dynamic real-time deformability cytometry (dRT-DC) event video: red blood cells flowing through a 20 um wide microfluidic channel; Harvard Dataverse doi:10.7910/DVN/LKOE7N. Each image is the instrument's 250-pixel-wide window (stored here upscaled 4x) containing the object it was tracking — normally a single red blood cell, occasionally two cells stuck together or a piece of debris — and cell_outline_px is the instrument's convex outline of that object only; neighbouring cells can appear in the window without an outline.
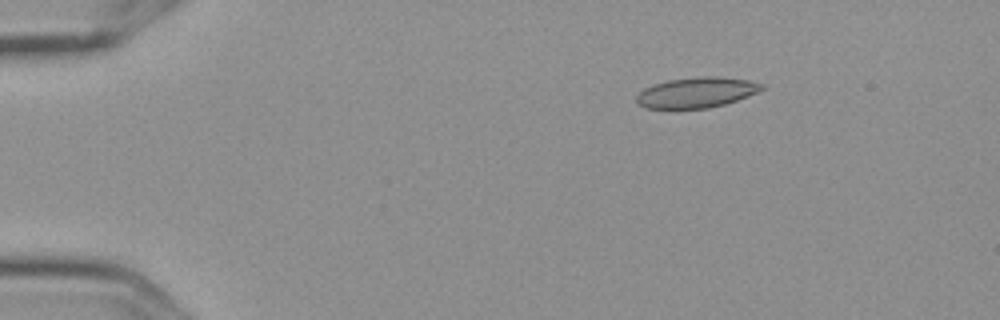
{"species": "Egyptian fruit bat (a non-hibernating species)", "species_latin": "Rousettus aegyptiacus", "temperature_condition": "cold", "stored_images_in_passage": 7, "camera_frame_rate_fps": 3000, "um_per_image_px": 0.085, "frame": {"image": 1, "passage_image": 3, "time_ms": 0.667, "image_size_px": [1000, 320], "cell_outline_px": [[764, 88], [748, 96], [724, 104], [708, 108], [644, 108], [636, 104], [636, 96], [644, 88], [652, 84], [668, 80], [700, 76], [716, 76], [748, 80], [764, 84]], "centroid_in_image_um": [59.17, 7.86], "position_along_channel_um": 25.8, "area_um2": 22.2}}
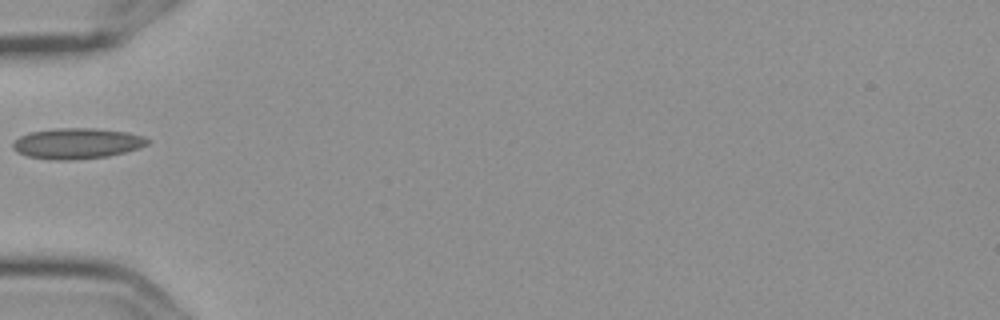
{"frame": {"image": 2, "passage_image": 6, "time_ms": 1.667, "image_size_px": [1000, 320], "cell_outline_px": [[152, 140], [148, 144], [140, 148], [108, 156], [72, 160], [52, 160], [28, 156], [16, 152], [12, 148], [12, 144], [20, 136], [28, 132], [56, 128], [96, 128], [128, 132], [144, 136]], "centroid_in_image_um": [6.56, 12.18], "position_along_channel_um": 78.4, "area_um2": 24.33}}
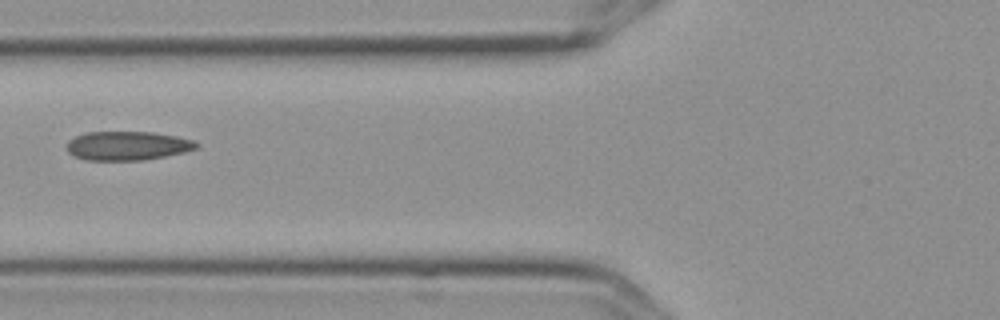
{"frame": {"image": 3, "passage_image": 7, "time_ms": 2.0, "image_size_px": [1000, 320], "cell_outline_px": [[200, 148], [184, 152], [144, 160], [84, 160], [72, 156], [68, 152], [68, 140], [76, 136], [88, 132], [152, 132], [176, 136], [196, 140], [200, 144]], "centroid_in_image_um": [10.87, 12.39], "position_along_channel_um": 114.9, "area_um2": 22.02}}